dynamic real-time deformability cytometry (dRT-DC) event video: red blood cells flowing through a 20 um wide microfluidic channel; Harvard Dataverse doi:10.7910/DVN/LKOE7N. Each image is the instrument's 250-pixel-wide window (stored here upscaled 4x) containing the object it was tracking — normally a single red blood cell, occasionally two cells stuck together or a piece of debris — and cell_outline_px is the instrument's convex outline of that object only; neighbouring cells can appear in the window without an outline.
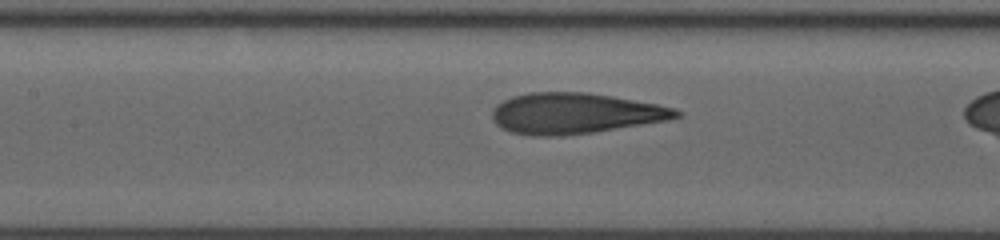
{"species": "human", "species_latin": "Homo sapiens", "temperature_condition": "room temperature", "stored_images_in_passage": 23, "camera_frame_rate_fps": 3000, "um_per_image_px": 0.085, "donor": {"sex": "male"}, "frame": {"image": 1, "passage_image": 13, "time_ms": 5.667, "image_size_px": [1000, 240], "cell_outline_px": [[684, 112], [680, 116], [668, 120], [592, 132], [560, 136], [532, 136], [512, 132], [496, 124], [492, 120], [492, 108], [496, 104], [512, 96], [528, 92], [588, 92], [612, 96], [656, 104], [676, 108]], "centroid_in_image_um": [48.85, 9.63], "position_along_channel_um": 158.5, "area_um2": 43.75}}
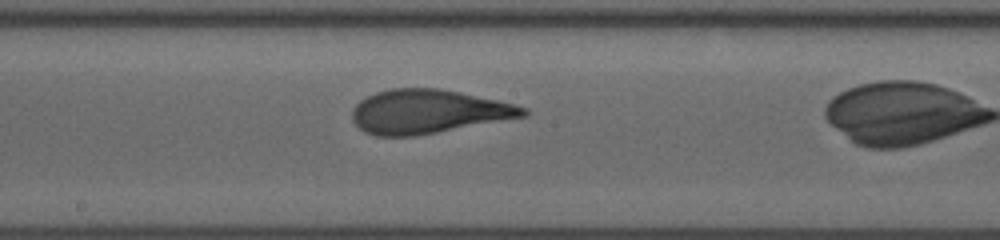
{"frame": {"image": 2, "passage_image": 16, "time_ms": 7.0, "image_size_px": [1000, 240], "cell_outline_px": [[528, 116], [416, 136], [376, 136], [364, 132], [352, 120], [352, 108], [360, 100], [376, 92], [392, 88], [440, 88], [460, 92], [496, 100], [528, 108]], "centroid_in_image_um": [36.38, 9.49], "position_along_channel_um": 211.8, "area_um2": 43.75}}
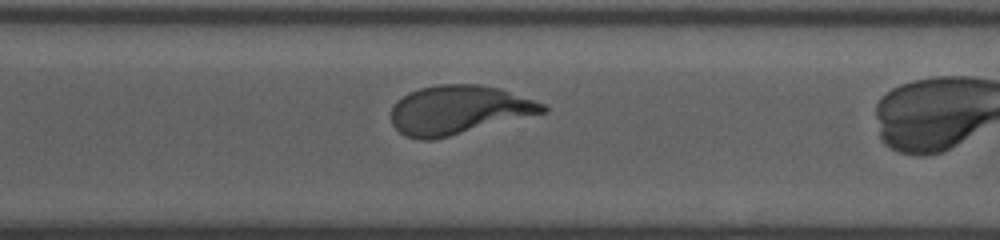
{"frame": {"image": 3, "passage_image": 20, "time_ms": 10.0, "image_size_px": [1000, 240], "cell_outline_px": [[548, 112], [448, 136], [428, 140], [420, 140], [404, 136], [392, 124], [392, 108], [408, 92], [420, 88], [436, 84], [480, 84], [500, 88], [544, 104], [548, 108]], "centroid_in_image_um": [38.99, 9.33], "position_along_channel_um": 331.6, "area_um2": 42.83}}